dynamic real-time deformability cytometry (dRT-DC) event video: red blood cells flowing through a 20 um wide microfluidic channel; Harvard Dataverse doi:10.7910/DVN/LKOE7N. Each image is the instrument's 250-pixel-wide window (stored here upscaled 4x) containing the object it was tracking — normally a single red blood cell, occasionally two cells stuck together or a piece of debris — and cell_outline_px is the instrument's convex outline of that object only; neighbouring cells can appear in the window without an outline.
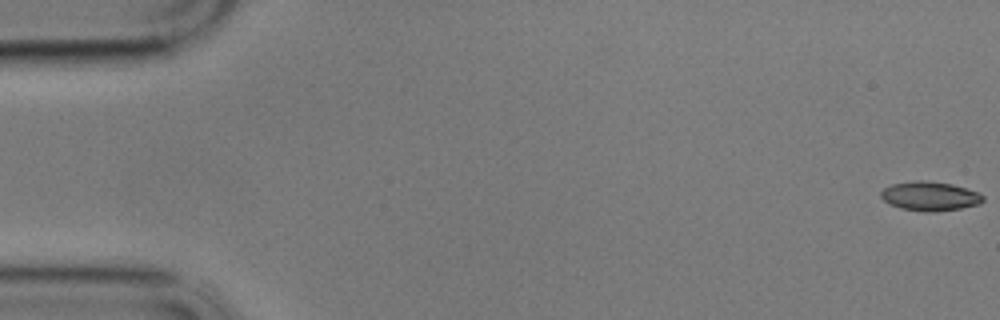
{"species": "common noctule bat (a hibernating species)", "species_latin": "Nyctalus noctula", "temperature_condition": "cold", "stored_images_in_passage": 59, "camera_frame_rate_fps": 3000, "um_per_image_px": 0.085, "animal": {"sex": "male", "body_mass_g": 17.9}, "frame": {"image": 1, "passage_image": 1, "time_ms": 0.0, "image_size_px": [1000, 320], "cell_outline_px": [[984, 200], [980, 204], [960, 208], [936, 212], [924, 212], [900, 208], [884, 200], [880, 196], [880, 192], [884, 188], [892, 184], [916, 180], [924, 180], [952, 184], [980, 192], [984, 196]], "centroid_in_image_um": [79.07, 16.67], "position_along_channel_um": 5.9, "area_um2": 17.46}}
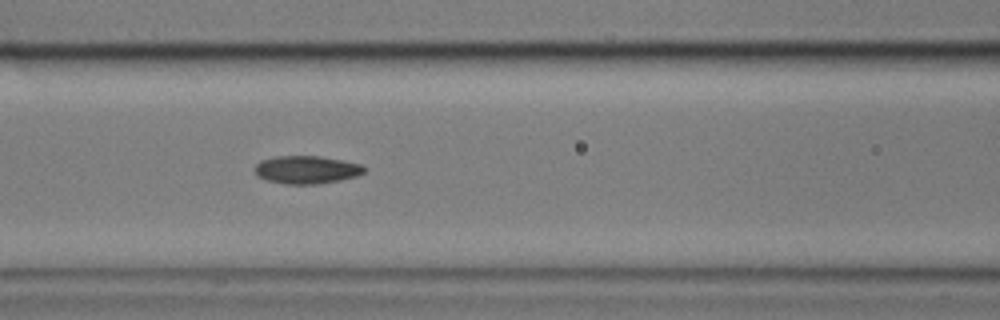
{"frame": {"image": 2, "passage_image": 25, "time_ms": 8.0, "image_size_px": [1000, 320], "cell_outline_px": [[368, 168], [364, 172], [356, 176], [340, 180], [316, 184], [284, 184], [264, 180], [256, 176], [256, 164], [260, 160], [276, 156], [320, 156], [360, 164]], "centroid_in_image_um": [26.03, 14.43], "position_along_channel_um": 140.6, "area_um2": 17.86}}
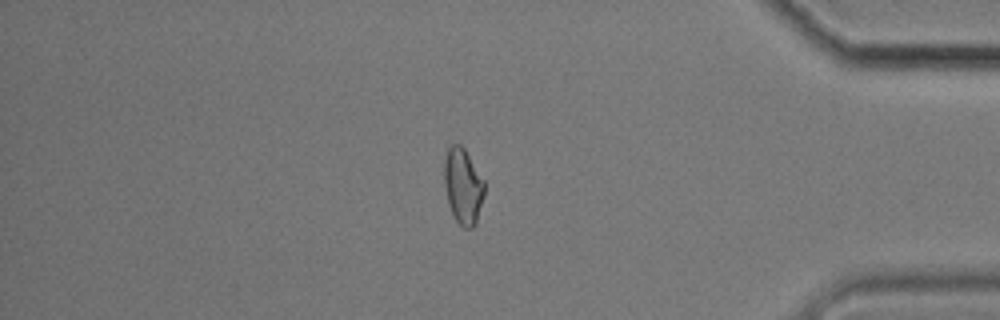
{"frame": {"image": 3, "passage_image": 50, "time_ms": 16.333, "image_size_px": [1000, 320], "cell_outline_px": [[484, 196], [476, 224], [472, 228], [464, 228], [456, 220], [448, 204], [444, 184], [444, 160], [448, 148], [452, 144], [460, 144], [464, 148], [484, 180]], "centroid_in_image_um": [39.35, 15.82], "position_along_channel_um": 395.8, "area_um2": 17.74}, "authors_computed_cell_mechanics": {"area_um2": 17.6868, "velocity_mm_per_s": 3.4345, "shape_relaxation_time_tau1_ms": 4.5356, "shape_relaxation_time_tau2_ms": 4.8716, "deformation_change_tau1": 0.132, "deformation_change_tau2": 0.1007}}